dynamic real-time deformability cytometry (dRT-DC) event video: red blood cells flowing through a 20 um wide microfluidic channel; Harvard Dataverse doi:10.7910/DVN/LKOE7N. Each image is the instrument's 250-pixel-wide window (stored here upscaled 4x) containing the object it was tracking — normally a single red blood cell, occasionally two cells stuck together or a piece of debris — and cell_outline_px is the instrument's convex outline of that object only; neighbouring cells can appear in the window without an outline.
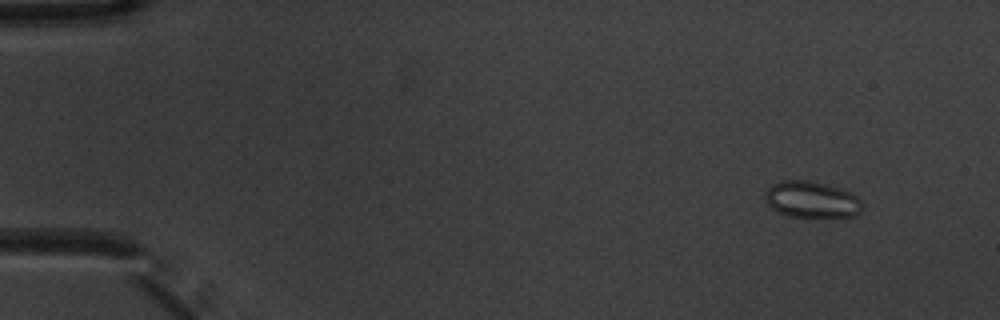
{"species": "common noctule bat (a hibernating species)", "species_latin": "Nyctalus noctula", "temperature_condition": "warm", "stored_images_in_passage": 5, "camera_frame_rate_fps": 3000, "um_per_image_px": 0.085, "animal": {"sex": "male", "body_mass_g": 20.1, "forearm_length_mm": 53.5}, "frame": {"image": 1, "passage_image": 1, "time_ms": 0.0, "image_size_px": [1000, 320], "cell_outline_px": [[864, 208], [860, 212], [852, 216], [808, 220], [788, 216], [772, 208], [768, 204], [764, 196], [768, 188], [772, 184], [780, 180], [808, 180], [828, 184], [852, 192], [864, 204]], "centroid_in_image_um": [69.03, 17.0], "position_along_channel_um": 16.0, "area_um2": 21.56}}
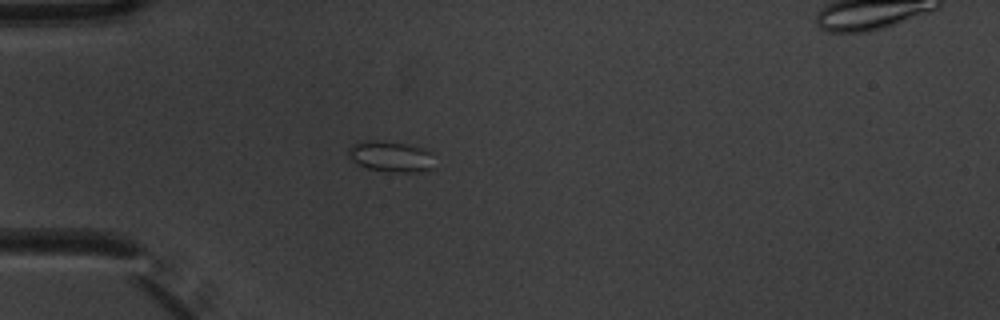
{"frame": {"image": 2, "passage_image": 4, "time_ms": 1.0, "image_size_px": [1000, 320], "cell_outline_px": [[432, 168], [428, 172], [388, 172], [364, 168], [352, 160], [348, 156], [348, 148], [352, 144], [364, 140], [384, 140], [424, 148], [432, 152]], "centroid_in_image_um": [33.2, 13.31], "position_along_channel_um": 51.8, "area_um2": 15.84}}